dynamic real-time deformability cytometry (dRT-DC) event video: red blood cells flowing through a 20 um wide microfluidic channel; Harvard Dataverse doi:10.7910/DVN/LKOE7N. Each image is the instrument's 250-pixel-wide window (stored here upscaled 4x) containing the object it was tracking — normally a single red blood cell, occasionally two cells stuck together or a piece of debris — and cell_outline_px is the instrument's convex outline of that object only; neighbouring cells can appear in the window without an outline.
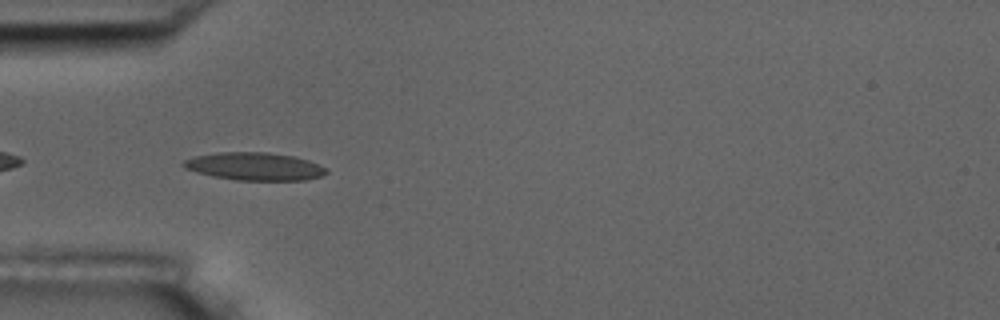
{"species": "common noctule bat (a hibernating species)", "species_latin": "Nyctalus noctula", "temperature_condition": "room temperature", "stored_images_in_passage": 10, "camera_frame_rate_fps": 3000, "um_per_image_px": 0.085, "animal": {"sex": "male", "body_mass_g": 17.5, "forearm_length_mm": 52.3}, "frame": {"image": 1, "passage_image": 5, "time_ms": 1.333, "image_size_px": [1000, 320], "cell_outline_px": [[328, 172], [320, 176], [304, 180], [236, 180], [212, 176], [196, 172], [184, 168], [180, 164], [184, 160], [192, 156], [220, 152], [268, 152], [292, 156], [308, 160], [324, 168]], "centroid_in_image_um": [21.56, 14.14], "position_along_channel_um": 63.4, "area_um2": 23.06}}
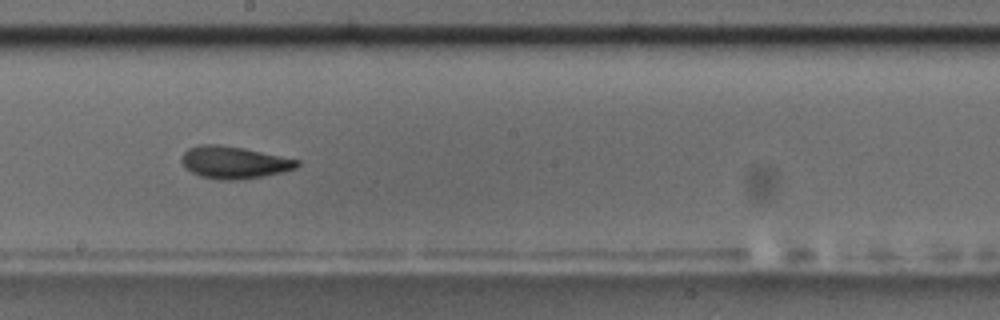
{"frame": {"image": 2, "passage_image": 9, "time_ms": 2.667, "image_size_px": [1000, 320], "cell_outline_px": [[300, 164], [296, 168], [284, 172], [264, 176], [236, 180], [220, 180], [200, 176], [184, 168], [180, 160], [180, 156], [188, 148], [200, 144], [216, 144], [244, 148], [300, 160]], "centroid_in_image_um": [19.87, 13.8], "position_along_channel_um": 228.3, "area_um2": 21.91}}
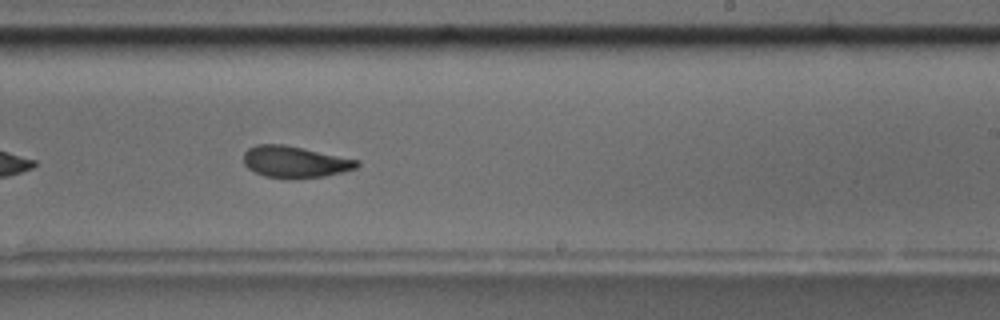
{"frame": {"image": 3, "passage_image": 10, "time_ms": 3.0, "image_size_px": [1000, 320], "cell_outline_px": [[360, 164], [356, 168], [324, 176], [292, 180], [264, 176], [248, 168], [244, 164], [244, 152], [248, 148], [256, 144], [284, 144], [360, 160]], "centroid_in_image_um": [25.05, 13.77], "position_along_channel_um": 263.9, "area_um2": 21.04}}